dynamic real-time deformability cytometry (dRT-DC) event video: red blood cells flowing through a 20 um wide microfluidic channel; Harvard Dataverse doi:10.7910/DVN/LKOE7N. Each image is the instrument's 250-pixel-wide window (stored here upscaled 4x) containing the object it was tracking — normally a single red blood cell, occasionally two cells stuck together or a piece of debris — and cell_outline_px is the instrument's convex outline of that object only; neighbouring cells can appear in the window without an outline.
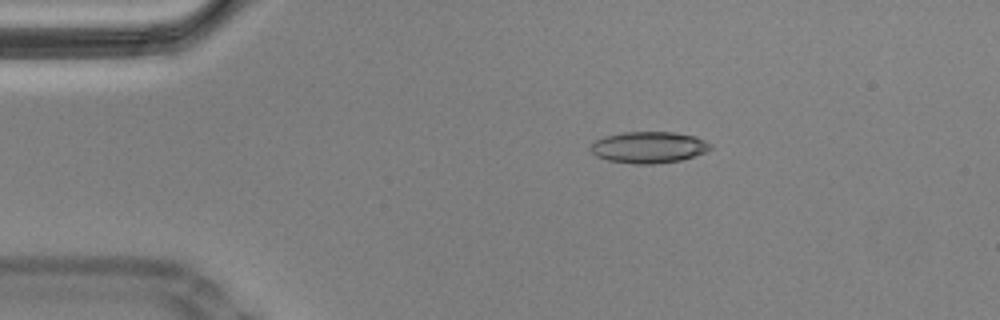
{"species": "Egyptian fruit bat (a non-hibernating species)", "species_latin": "Rousettus aegyptiacus", "temperature_condition": "cold", "stored_images_in_passage": 56, "camera_frame_rate_fps": 3000, "um_per_image_px": 0.085, "animal": {"sex": "male"}, "frame": {"image": 1, "passage_image": 9, "time_ms": 2.667, "image_size_px": [1000, 320], "cell_outline_px": [[712, 148], [696, 156], [680, 160], [652, 164], [632, 164], [608, 160], [596, 156], [588, 148], [596, 140], [604, 136], [624, 132], [676, 132], [696, 136], [712, 144]], "centroid_in_image_um": [55.15, 12.52], "position_along_channel_um": 29.9, "area_um2": 22.08}, "authors_computed_cell_mechanics": {"area_um2": 22.5998, "velocity_mm_per_s": 3.4948, "shape_relaxation_time_tau1_ms": null, "shape_relaxation_time_tau2_ms": 1.8116, "deformation_change_tau1": null, "deformation_change_tau2": 0.0821}}